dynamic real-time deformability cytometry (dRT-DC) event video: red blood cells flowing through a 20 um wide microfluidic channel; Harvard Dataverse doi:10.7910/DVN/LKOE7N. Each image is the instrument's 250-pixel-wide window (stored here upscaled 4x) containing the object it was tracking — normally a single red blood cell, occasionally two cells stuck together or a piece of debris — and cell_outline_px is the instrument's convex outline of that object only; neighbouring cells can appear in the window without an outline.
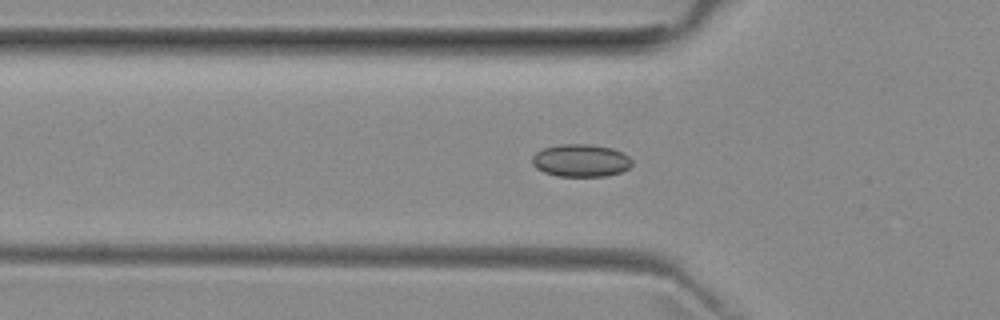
{"species": "common noctule bat (a hibernating species)", "species_latin": "Nyctalus noctula", "temperature_condition": "room temperature", "stored_images_in_passage": 39, "camera_frame_rate_fps": 3000, "um_per_image_px": 0.085, "animal": {"sex": "female", "body_mass_g": 29.2, "forearm_length_mm": 56.3}, "frame": {"image": 1, "passage_image": 4, "time_ms": 1.0, "image_size_px": [1000, 320], "cell_outline_px": [[632, 164], [628, 168], [620, 172], [608, 176], [556, 176], [544, 172], [536, 168], [532, 164], [532, 156], [536, 152], [544, 148], [560, 144], [588, 144], [612, 148], [628, 156], [632, 160]], "centroid_in_image_um": [49.35, 13.65], "position_along_channel_um": 76.5, "area_um2": 18.96}}
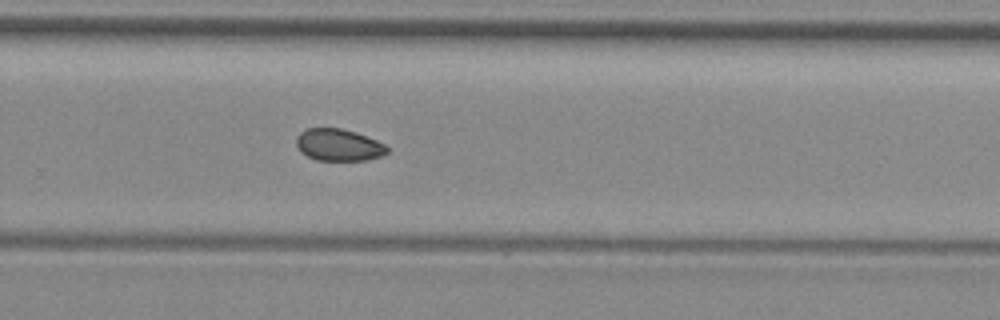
{"frame": {"image": 2, "passage_image": 21, "time_ms": 6.667, "image_size_px": [1000, 320], "cell_outline_px": [[388, 152], [380, 156], [368, 160], [316, 160], [300, 152], [296, 144], [296, 140], [300, 132], [304, 128], [340, 128], [356, 132], [376, 140], [384, 144], [388, 148]], "centroid_in_image_um": [28.76, 12.31], "position_along_channel_um": 301.0, "area_um2": 16.94}}
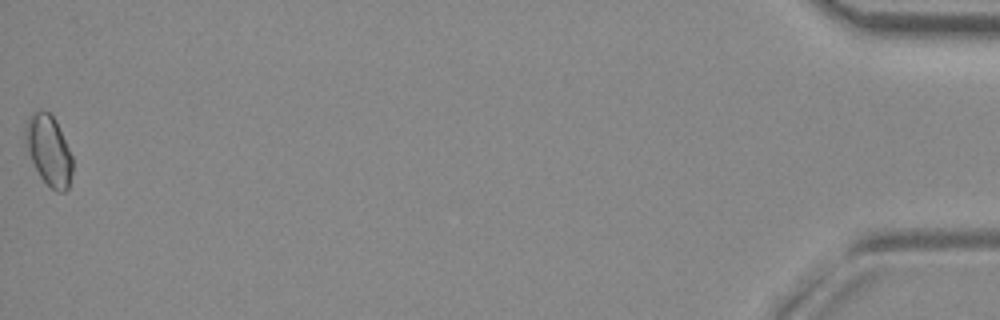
{"frame": {"image": 3, "passage_image": 39, "time_ms": 12.667, "image_size_px": [1000, 320], "cell_outline_px": [[72, 172], [68, 188], [64, 192], [56, 192], [40, 176], [32, 160], [28, 148], [24, 128], [28, 116], [32, 112], [40, 108], [48, 112], [56, 120], [72, 156]], "centroid_in_image_um": [4.15, 12.74], "position_along_channel_um": 431.0, "area_um2": 19.02}, "authors_computed_cell_mechanics": {"area_um2": 17.7446, "velocity_mm_per_s": 3.9576, "shape_relaxation_time_tau1_ms": null, "shape_relaxation_time_tau2_ms": 7.3066, "deformation_change_tau1": null, "deformation_change_tau2": 0.0762}}